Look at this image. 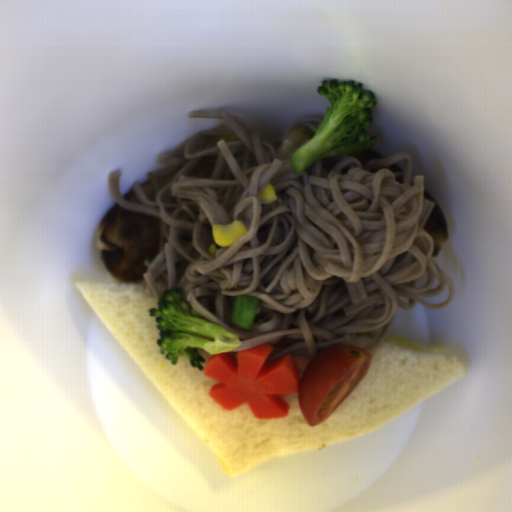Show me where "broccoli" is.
I'll use <instances>...</instances> for the list:
<instances>
[{
    "mask_svg": "<svg viewBox=\"0 0 512 512\" xmlns=\"http://www.w3.org/2000/svg\"><path fill=\"white\" fill-rule=\"evenodd\" d=\"M330 103L311 140L299 146L290 158L295 174H301L321 158L371 150L378 135L365 130L374 124L372 107L378 105L373 91L362 82L329 78L316 89Z\"/></svg>",
    "mask_w": 512,
    "mask_h": 512,
    "instance_id": "1",
    "label": "broccoli"
},
{
    "mask_svg": "<svg viewBox=\"0 0 512 512\" xmlns=\"http://www.w3.org/2000/svg\"><path fill=\"white\" fill-rule=\"evenodd\" d=\"M184 291L167 288L157 299V308H149V317H154L160 330L156 344L160 355L170 361L172 366L179 362V357L186 355L190 366L204 371L201 363L207 360L196 348L205 350L209 355L228 353L240 346L242 341L238 333H233L224 326L203 319V315L189 309L182 302Z\"/></svg>",
    "mask_w": 512,
    "mask_h": 512,
    "instance_id": "2",
    "label": "broccoli"
},
{
    "mask_svg": "<svg viewBox=\"0 0 512 512\" xmlns=\"http://www.w3.org/2000/svg\"><path fill=\"white\" fill-rule=\"evenodd\" d=\"M259 296L241 294L235 295L231 320L244 329H252L255 322L257 309L260 305Z\"/></svg>",
    "mask_w": 512,
    "mask_h": 512,
    "instance_id": "3",
    "label": "broccoli"
}]
</instances>
